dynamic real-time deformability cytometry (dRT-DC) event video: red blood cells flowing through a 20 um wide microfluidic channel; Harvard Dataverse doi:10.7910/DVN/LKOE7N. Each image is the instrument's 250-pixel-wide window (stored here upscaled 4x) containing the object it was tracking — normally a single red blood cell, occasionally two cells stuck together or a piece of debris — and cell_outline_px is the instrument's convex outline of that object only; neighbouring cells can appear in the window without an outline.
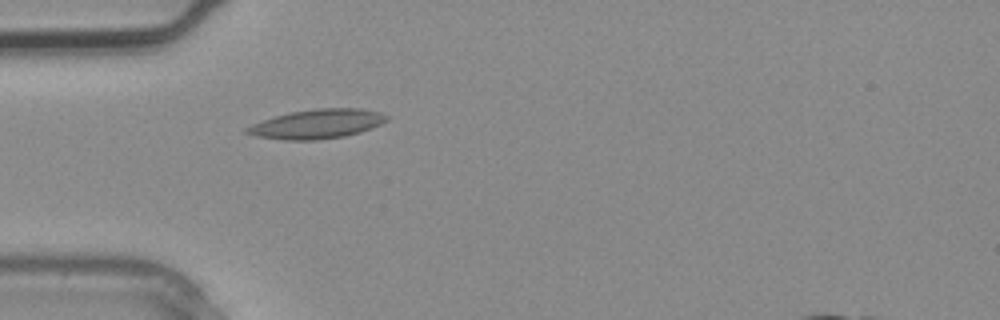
{"species": "common noctule bat (a hibernating species)", "species_latin": "Nyctalus noctula", "temperature_condition": "warm", "stored_images_in_passage": 2, "camera_frame_rate_fps": 3000, "um_per_image_px": 0.085, "animal": {"sex": "male", "body_mass_g": 20.4}, "frame": {"image": 1, "passage_image": 1, "time_ms": 0.0, "image_size_px": [1000, 320], "cell_outline_px": [[388, 120], [380, 124], [360, 132], [344, 136], [316, 140], [284, 140], [256, 136], [244, 132], [244, 128], [252, 124], [276, 116], [292, 112], [316, 108], [360, 108], [380, 112], [388, 116]], "centroid_in_image_um": [26.95, 10.54], "position_along_channel_um": 58.0, "area_um2": 23.7}}